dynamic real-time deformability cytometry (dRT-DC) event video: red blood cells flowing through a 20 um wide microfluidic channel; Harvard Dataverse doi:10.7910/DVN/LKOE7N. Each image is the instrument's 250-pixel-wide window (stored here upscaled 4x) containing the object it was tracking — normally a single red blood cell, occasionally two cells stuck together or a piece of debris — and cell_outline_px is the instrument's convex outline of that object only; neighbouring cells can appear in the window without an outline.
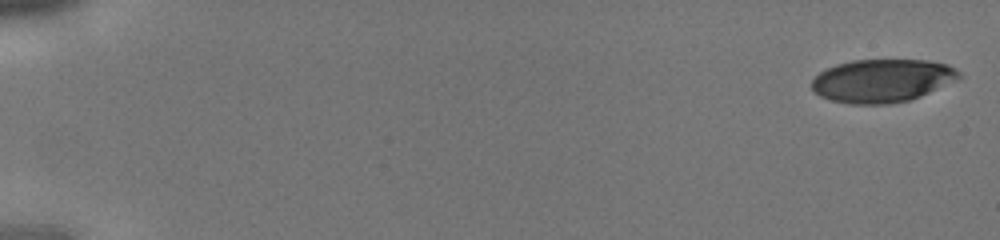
{"species": "human", "species_latin": "Homo sapiens", "temperature_condition": "cold", "stored_images_in_passage": 43, "camera_frame_rate_fps": 3000, "um_per_image_px": 0.085, "donor": {"sex": "male"}, "frame": {"image": 1, "passage_image": 1, "time_ms": 0.0, "image_size_px": [1000, 240], "cell_outline_px": [[960, 76], [956, 80], [920, 96], [908, 100], [888, 104], [852, 104], [828, 100], [820, 96], [812, 88], [812, 80], [820, 72], [836, 64], [852, 60], [928, 60], [948, 64], [960, 72]], "centroid_in_image_um": [74.97, 6.85], "position_along_channel_um": 10.0, "area_um2": 36.88}}
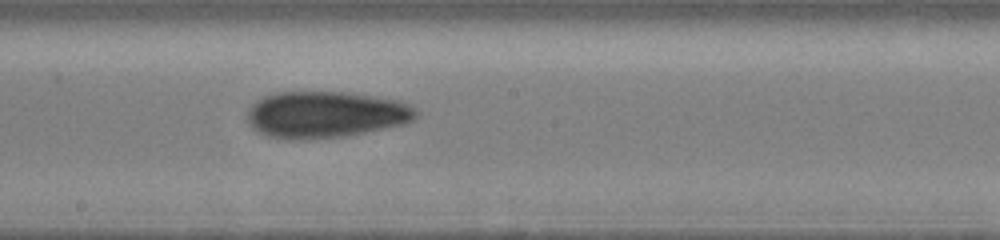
{"frame": {"image": 2, "passage_image": 25, "time_ms": 8.0, "image_size_px": [1000, 240], "cell_outline_px": [[420, 116], [408, 124], [344, 136], [304, 140], [288, 140], [268, 136], [256, 132], [248, 124], [248, 108], [256, 100], [264, 96], [276, 92], [344, 92], [400, 100], [416, 108], [420, 112]], "centroid_in_image_um": [27.7, 9.75], "position_along_channel_um": 220.5, "area_um2": 46.47}}
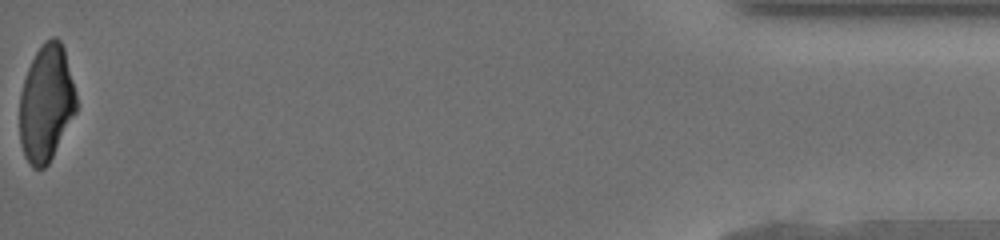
{"frame": {"image": 3, "passage_image": 43, "time_ms": 14.0, "image_size_px": [1000, 240], "cell_outline_px": [[76, 112], [48, 164], [44, 168], [32, 168], [24, 156], [20, 144], [20, 92], [28, 68], [36, 52], [44, 40], [52, 36], [56, 36], [60, 40], [64, 48], [76, 92]], "centroid_in_image_um": [3.92, 8.76], "position_along_channel_um": 431.3, "area_um2": 38.55}}